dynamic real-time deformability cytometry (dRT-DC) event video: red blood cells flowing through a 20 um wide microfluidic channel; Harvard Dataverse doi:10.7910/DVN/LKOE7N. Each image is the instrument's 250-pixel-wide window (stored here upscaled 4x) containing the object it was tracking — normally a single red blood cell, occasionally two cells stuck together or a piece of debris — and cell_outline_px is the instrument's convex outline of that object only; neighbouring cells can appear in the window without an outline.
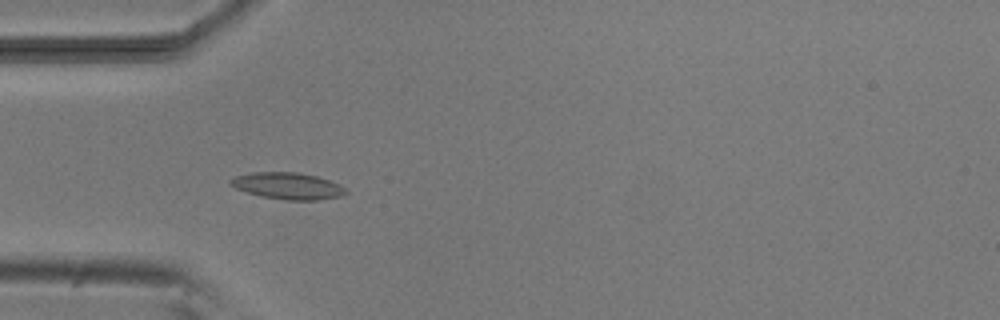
{"species": "common noctule bat (a hibernating species)", "species_latin": "Nyctalus noctula", "temperature_condition": "room temperature", "stored_images_in_passage": 6, "camera_frame_rate_fps": 3000, "um_per_image_px": 0.085, "animal": {"sex": "male", "body_mass_g": 20.5, "forearm_length_mm": 52.5}, "frame": {"image": 1, "passage_image": 5, "time_ms": 4.667, "image_size_px": [1000, 320], "cell_outline_px": [[348, 192], [340, 196], [320, 200], [284, 200], [260, 196], [236, 188], [228, 184], [228, 180], [236, 176], [252, 172], [296, 172], [316, 176], [340, 184], [348, 188]], "centroid_in_image_um": [24.47, 15.8], "position_along_channel_um": 60.5, "area_um2": 18.03}}
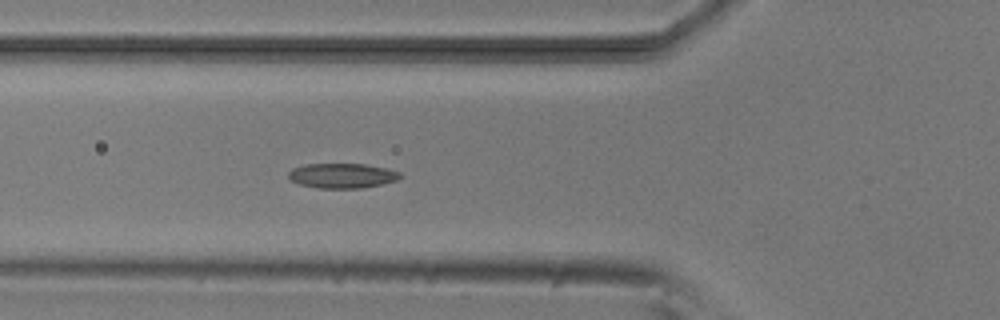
{"frame": {"image": 2, "passage_image": 6, "time_ms": 5.667, "image_size_px": [1000, 320], "cell_outline_px": [[400, 176], [396, 180], [380, 184], [360, 188], [320, 188], [300, 184], [288, 180], [288, 172], [292, 168], [304, 164], [364, 164], [384, 168], [400, 172]], "centroid_in_image_um": [29.01, 14.93], "position_along_channel_um": 96.8, "area_um2": 16.01}}